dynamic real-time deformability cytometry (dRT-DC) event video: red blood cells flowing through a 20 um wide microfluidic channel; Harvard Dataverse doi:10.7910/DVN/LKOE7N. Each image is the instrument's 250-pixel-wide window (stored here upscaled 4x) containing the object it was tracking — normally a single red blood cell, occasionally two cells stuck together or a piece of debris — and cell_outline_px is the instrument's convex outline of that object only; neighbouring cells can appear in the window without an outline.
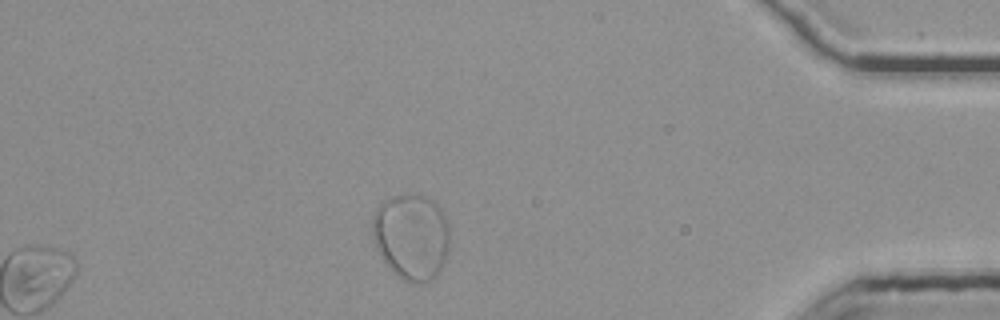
{"species": "common noctule bat (a hibernating species)", "species_latin": "Nyctalus noctula", "temperature_condition": "room temperature", "stored_images_in_passage": 46, "segment_of_instrument_passage": [2, 2], "camera_frame_rate_fps": 3000, "um_per_image_px": 0.085, "animal": {"sex": "female", "body_mass_g": 25.1}, "frame": {"image": 1, "passage_image": 46, "time_ms": 15.0, "image_size_px": [1000, 320], "cell_outline_px": [[448, 248], [444, 260], [436, 276], [420, 284], [416, 284], [404, 280], [392, 272], [384, 264], [376, 248], [372, 236], [372, 212], [380, 204], [392, 196], [424, 196], [432, 200], [440, 208], [444, 216], [448, 228]], "centroid_in_image_um": [34.92, 20.14], "position_along_channel_um": 400.3, "area_um2": 38.61}}